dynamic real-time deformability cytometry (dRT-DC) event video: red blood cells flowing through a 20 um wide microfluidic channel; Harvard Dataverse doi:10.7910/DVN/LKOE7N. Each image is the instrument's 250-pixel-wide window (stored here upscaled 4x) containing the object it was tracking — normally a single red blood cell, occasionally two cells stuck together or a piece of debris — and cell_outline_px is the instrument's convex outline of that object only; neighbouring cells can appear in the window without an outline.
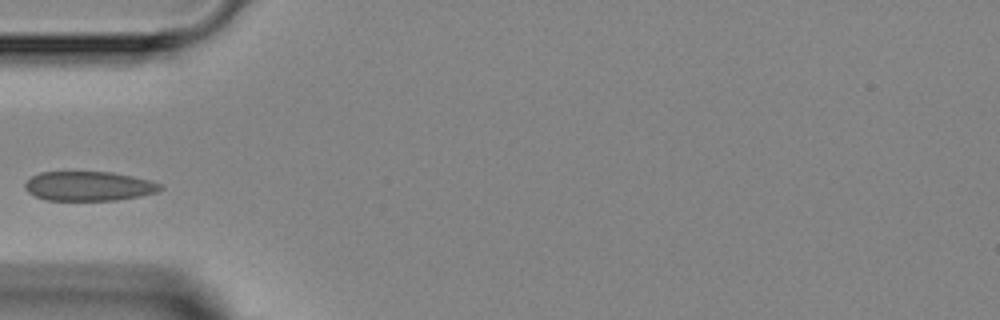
{"species": "Egyptian fruit bat (a non-hibernating species)", "species_latin": "Rousettus aegyptiacus", "temperature_condition": "room temperature", "stored_images_in_passage": 7, "camera_frame_rate_fps": 3000, "um_per_image_px": 0.085, "animal": {"sex": "female"}, "frame": {"image": 1, "passage_image": 6, "time_ms": 6.0, "image_size_px": [1000, 320], "cell_outline_px": [[164, 188], [156, 192], [140, 196], [116, 200], [44, 200], [28, 192], [24, 188], [24, 184], [32, 176], [40, 172], [112, 172], [132, 176], [148, 180], [160, 184]], "centroid_in_image_um": [7.53, 15.82], "position_along_channel_um": 77.5, "area_um2": 23.12}}
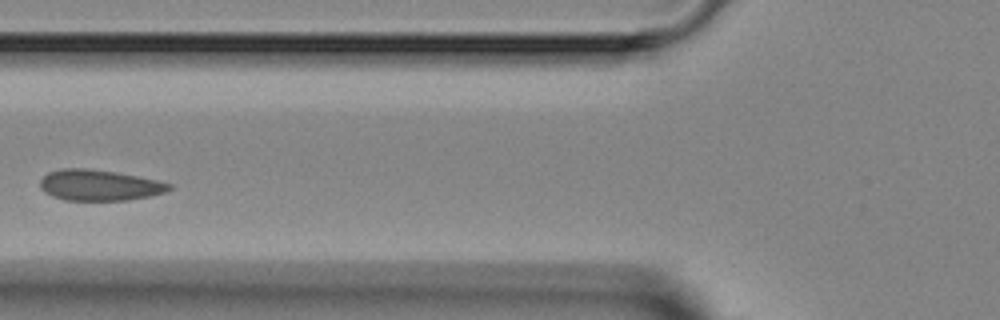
{"frame": {"image": 2, "passage_image": 7, "time_ms": 7.0, "image_size_px": [1000, 320], "cell_outline_px": [[172, 188], [164, 192], [148, 196], [128, 200], [64, 200], [52, 196], [44, 192], [40, 188], [40, 180], [48, 172], [64, 168], [84, 168], [116, 172], [156, 180], [172, 184]], "centroid_in_image_um": [8.41, 15.74], "position_along_channel_um": 117.4, "area_um2": 23.06}}